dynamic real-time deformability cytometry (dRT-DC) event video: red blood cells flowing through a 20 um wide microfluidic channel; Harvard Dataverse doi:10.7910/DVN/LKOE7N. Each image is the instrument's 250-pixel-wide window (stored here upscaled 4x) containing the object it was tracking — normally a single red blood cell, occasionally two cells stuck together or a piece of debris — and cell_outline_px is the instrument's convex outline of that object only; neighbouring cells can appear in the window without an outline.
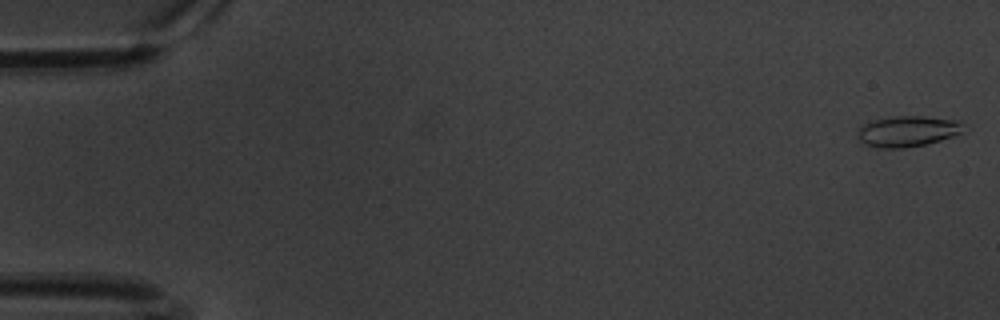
{"species": "common noctule bat (a hibernating species)", "species_latin": "Nyctalus noctula", "temperature_condition": "warm", "stored_images_in_passage": 61, "camera_frame_rate_fps": 3000, "um_per_image_px": 0.085, "animal": {"sex": "male", "body_mass_g": 20.1, "forearm_length_mm": 53.5}, "frame": {"image": 1, "passage_image": 2, "time_ms": 0.333, "image_size_px": [1000, 320], "cell_outline_px": [[960, 132], [952, 136], [928, 144], [904, 148], [880, 148], [860, 144], [856, 132], [856, 128], [860, 124], [872, 120], [896, 116], [924, 116], [960, 120]], "centroid_in_image_um": [77.01, 11.16], "position_along_channel_um": 8.0, "area_um2": 19.25}}
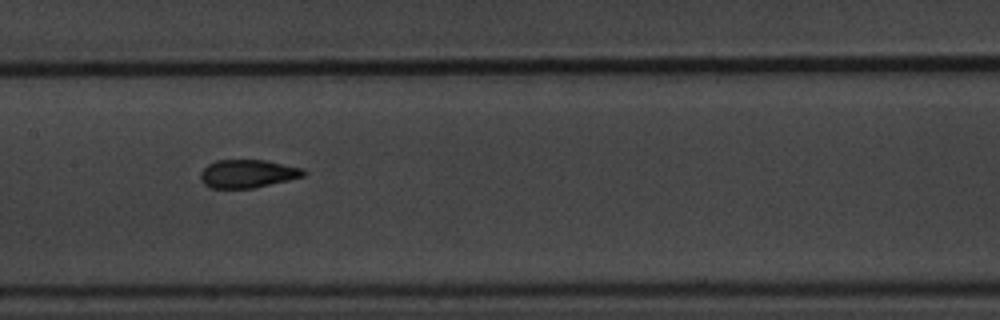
{"frame": {"image": 2, "passage_image": 31, "time_ms": 10.0, "image_size_px": [1000, 320], "cell_outline_px": [[308, 172], [304, 176], [288, 180], [252, 188], [212, 188], [204, 184], [200, 180], [200, 172], [208, 164], [216, 160], [268, 160], [304, 168]], "centroid_in_image_um": [21.07, 14.75], "position_along_channel_um": 186.3, "area_um2": 17.05}}
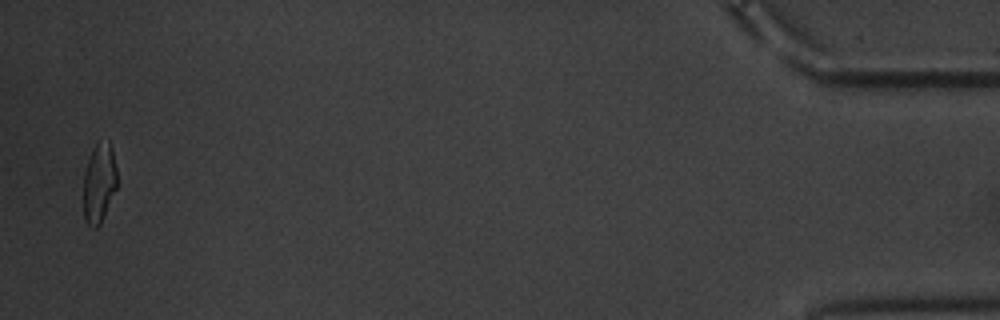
{"frame": {"image": 3, "passage_image": 60, "time_ms": 19.667, "image_size_px": [1000, 320], "cell_outline_px": [[116, 188], [104, 216], [100, 224], [96, 228], [92, 228], [84, 220], [84, 172], [92, 148], [96, 144], [108, 140], [112, 148], [116, 168]], "centroid_in_image_um": [8.42, 15.57], "position_along_channel_um": 426.8, "area_um2": 15.43}, "authors_computed_cell_mechanics": {"area_um2": 17.1088, "velocity_mm_per_s": 3.375, "shape_relaxation_time_tau1_ms": 3.8207, "shape_relaxation_time_tau2_ms": 1.6343, "deformation_change_tau1": 0.1467, "deformation_change_tau2": 0.0593}}